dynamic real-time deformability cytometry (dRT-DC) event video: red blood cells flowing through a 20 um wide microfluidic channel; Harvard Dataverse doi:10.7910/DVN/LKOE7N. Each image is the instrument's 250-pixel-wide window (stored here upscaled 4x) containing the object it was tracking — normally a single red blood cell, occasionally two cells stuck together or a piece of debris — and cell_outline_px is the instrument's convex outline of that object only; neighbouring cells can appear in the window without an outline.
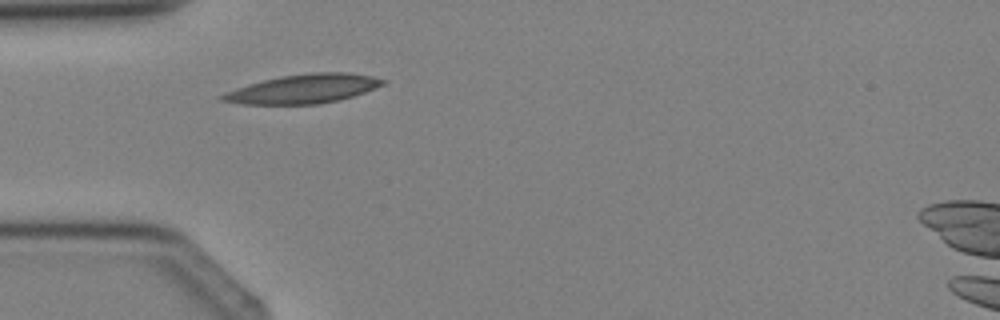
{"species": "Egyptian fruit bat (a non-hibernating species)", "species_latin": "Rousettus aegyptiacus", "temperature_condition": "cold", "stored_images_in_passage": 1, "camera_frame_rate_fps": 3000, "um_per_image_px": 0.085, "animal": {"sex": "female"}, "frame": {"image": 1, "passage_image": 1, "time_ms": 0.0, "image_size_px": [1000, 320], "cell_outline_px": [[388, 80], [384, 84], [364, 92], [352, 96], [336, 100], [316, 104], [240, 104], [220, 100], [220, 96], [224, 92], [248, 84], [280, 76], [312, 72], [348, 72], [372, 76]], "centroid_in_image_um": [25.77, 7.54], "position_along_channel_um": 59.2, "area_um2": 26.99}}